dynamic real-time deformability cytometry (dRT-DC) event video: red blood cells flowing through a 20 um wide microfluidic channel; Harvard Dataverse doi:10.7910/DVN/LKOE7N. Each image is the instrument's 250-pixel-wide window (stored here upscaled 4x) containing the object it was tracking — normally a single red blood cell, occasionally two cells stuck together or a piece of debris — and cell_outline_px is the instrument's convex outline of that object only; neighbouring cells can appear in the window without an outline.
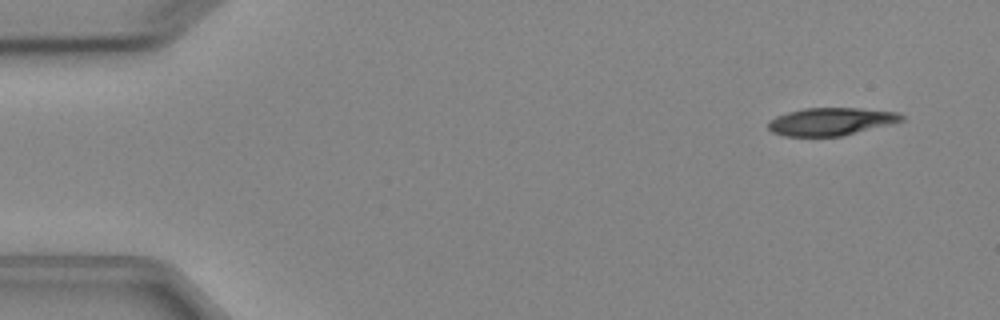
{"species": "Egyptian fruit bat (a non-hibernating species)", "species_latin": "Rousettus aegyptiacus", "temperature_condition": "cold", "stored_images_in_passage": 4, "camera_frame_rate_fps": 3000, "um_per_image_px": 0.085, "animal": {"sex": "female"}, "frame": {"image": 1, "passage_image": 1, "time_ms": 0.0, "image_size_px": [1000, 320], "cell_outline_px": [[904, 120], [892, 124], [844, 136], [784, 136], [772, 132], [768, 128], [768, 120], [776, 116], [788, 112], [804, 108], [860, 108], [900, 112], [904, 116]], "centroid_in_image_um": [70.66, 10.33], "position_along_channel_um": 14.3, "area_um2": 21.79}}
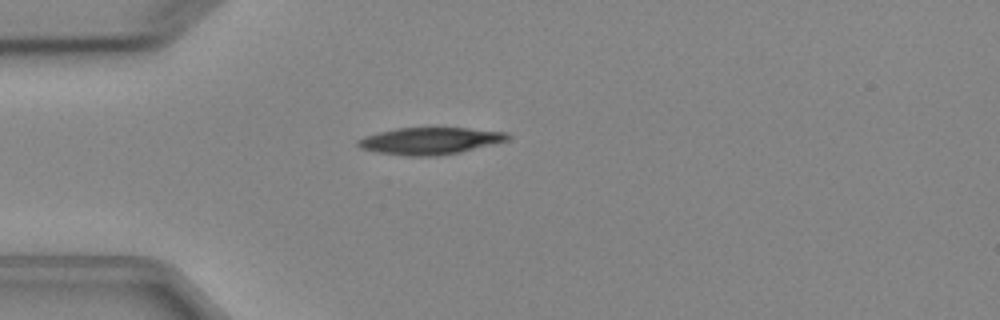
{"frame": {"image": 2, "passage_image": 3, "time_ms": 3.333, "image_size_px": [1000, 320], "cell_outline_px": [[512, 136], [508, 140], [460, 152], [436, 156], [408, 156], [376, 152], [360, 148], [356, 144], [356, 140], [364, 136], [396, 128], [468, 128], [508, 132]], "centroid_in_image_um": [36.54, 11.97], "position_along_channel_um": 48.5, "area_um2": 23.52}}